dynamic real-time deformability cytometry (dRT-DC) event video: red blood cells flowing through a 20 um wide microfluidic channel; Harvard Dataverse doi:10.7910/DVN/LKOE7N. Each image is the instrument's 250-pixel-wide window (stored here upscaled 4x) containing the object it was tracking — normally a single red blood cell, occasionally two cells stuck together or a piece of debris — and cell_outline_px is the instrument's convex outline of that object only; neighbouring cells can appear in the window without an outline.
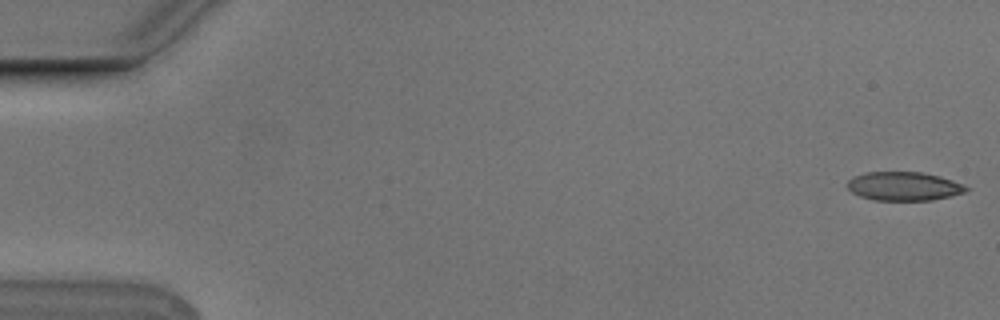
{"species": "Egyptian fruit bat (a non-hibernating species)", "species_latin": "Rousettus aegyptiacus", "temperature_condition": "cold", "stored_images_in_passage": 54, "camera_frame_rate_fps": 3000, "um_per_image_px": 0.085, "animal": {"sex": "male"}, "frame": {"image": 1, "passage_image": 1, "time_ms": 0.0, "image_size_px": [1000, 320], "cell_outline_px": [[972, 188], [964, 192], [932, 200], [876, 200], [860, 196], [852, 192], [848, 188], [848, 180], [852, 176], [868, 172], [920, 172], [952, 180]], "centroid_in_image_um": [76.81, 15.83], "position_along_channel_um": 8.2, "area_um2": 19.65}}
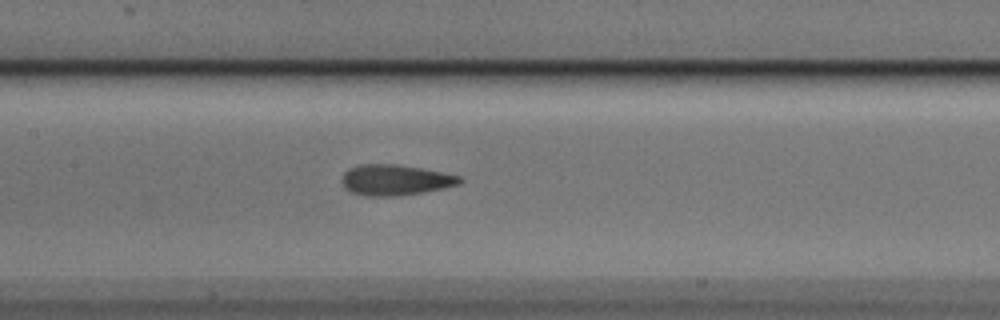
{"frame": {"image": 2, "passage_image": 26, "time_ms": 8.333, "image_size_px": [1000, 320], "cell_outline_px": [[464, 180], [460, 184], [444, 188], [424, 192], [396, 196], [364, 196], [352, 192], [344, 184], [344, 172], [348, 168], [360, 164], [396, 164], [420, 168], [460, 176]], "centroid_in_image_um": [33.63, 15.3], "position_along_channel_um": 173.8, "area_um2": 20.87}}
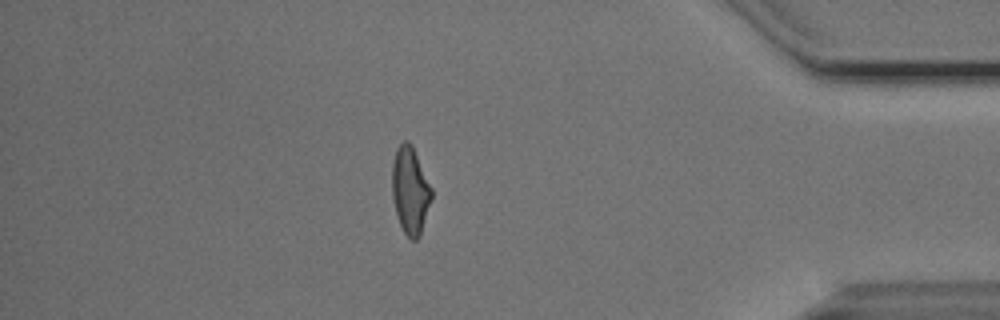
{"frame": {"image": 3, "passage_image": 47, "time_ms": 15.333, "image_size_px": [1000, 320], "cell_outline_px": [[432, 196], [420, 236], [416, 240], [412, 240], [404, 232], [400, 224], [396, 212], [392, 196], [392, 164], [396, 148], [404, 140], [408, 140], [412, 144], [432, 188]], "centroid_in_image_um": [34.86, 16.15], "position_along_channel_um": 400.3, "area_um2": 20.0}, "authors_computed_cell_mechanics": {"area_um2": 20.519, "velocity_mm_per_s": 3.7673, "shape_relaxation_time_tau1_ms": 7.0455, "shape_relaxation_time_tau2_ms": 1.6056, "deformation_change_tau1": 0.175, "deformation_change_tau2": 0.0918}}